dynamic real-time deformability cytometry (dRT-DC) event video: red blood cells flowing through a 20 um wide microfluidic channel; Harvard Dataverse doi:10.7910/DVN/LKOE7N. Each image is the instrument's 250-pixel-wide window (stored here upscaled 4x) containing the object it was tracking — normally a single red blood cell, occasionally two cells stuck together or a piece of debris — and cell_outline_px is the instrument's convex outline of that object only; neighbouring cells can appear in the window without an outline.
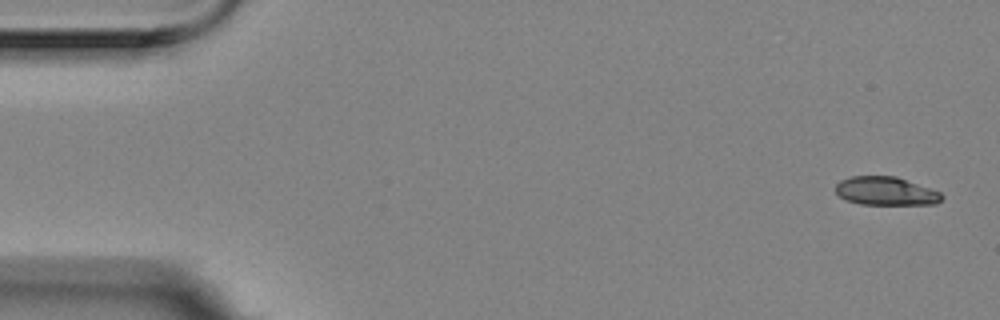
{"species": "Egyptian fruit bat (a non-hibernating species)", "species_latin": "Rousettus aegyptiacus", "temperature_condition": "room temperature", "stored_images_in_passage": 5, "camera_frame_rate_fps": 3000, "um_per_image_px": 0.085, "animal": {"sex": "female"}, "frame": {"image": 1, "passage_image": 1, "time_ms": 0.0, "image_size_px": [1000, 320], "cell_outline_px": [[944, 196], [936, 204], [860, 204], [848, 200], [840, 196], [836, 192], [836, 184], [840, 180], [848, 176], [896, 176], [940, 192]], "centroid_in_image_um": [75.28, 16.23], "position_along_channel_um": 9.7, "area_um2": 17.46}}
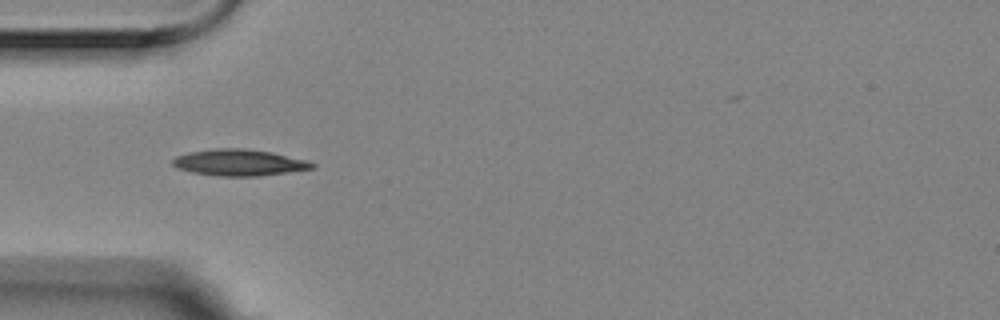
{"frame": {"image": 2, "passage_image": 5, "time_ms": 1.333, "image_size_px": [1000, 320], "cell_outline_px": [[316, 168], [260, 176], [220, 176], [192, 172], [176, 168], [172, 164], [172, 160], [176, 156], [188, 152], [216, 148], [244, 148], [272, 152], [308, 160], [316, 164]], "centroid_in_image_um": [20.35, 13.81], "position_along_channel_um": 64.7, "area_um2": 21.62}}